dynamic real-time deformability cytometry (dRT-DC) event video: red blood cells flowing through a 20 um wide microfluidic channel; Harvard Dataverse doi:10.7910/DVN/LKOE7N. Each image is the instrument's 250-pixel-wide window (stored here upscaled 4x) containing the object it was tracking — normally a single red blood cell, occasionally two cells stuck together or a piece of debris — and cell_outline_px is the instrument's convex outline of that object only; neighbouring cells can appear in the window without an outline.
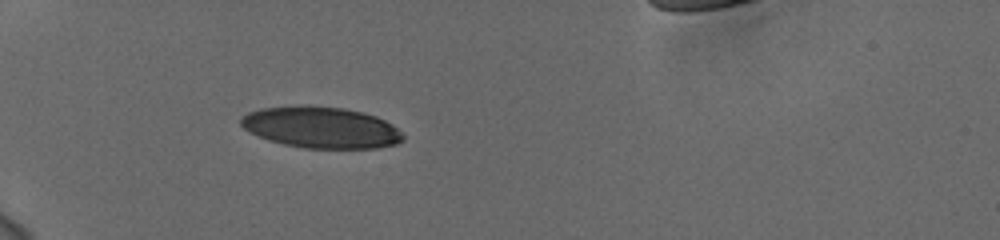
{"species": "human", "species_latin": "Homo sapiens", "temperature_condition": "cold", "stored_images_in_passage": 38, "camera_frame_rate_fps": 3000, "um_per_image_px": 0.085, "donor": {"sex": "female"}, "frame": {"image": 1, "passage_image": 1, "time_ms": 0.0, "image_size_px": [1000, 240], "cell_outline_px": [[404, 140], [396, 144], [376, 148], [304, 148], [284, 144], [268, 140], [244, 128], [240, 124], [240, 116], [248, 112], [260, 108], [300, 104], [308, 104], [344, 108], [364, 112], [376, 116], [392, 124], [404, 136]], "centroid_in_image_um": [27.27, 10.81], "position_along_channel_um": 57.7, "area_um2": 39.42}}
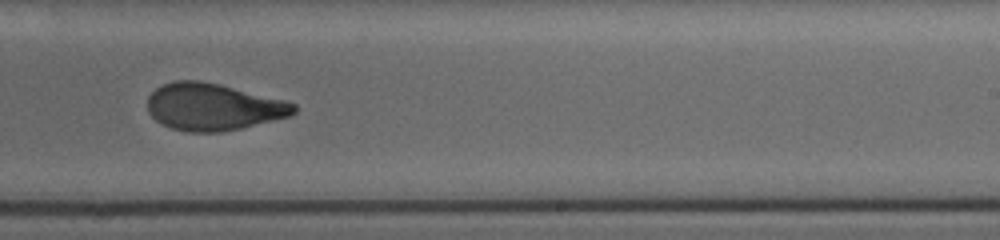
{"frame": {"image": 2, "passage_image": 20, "time_ms": 6.333, "image_size_px": [1000, 240], "cell_outline_px": [[296, 112], [288, 116], [240, 128], [220, 132], [188, 132], [172, 128], [156, 120], [148, 112], [148, 96], [156, 88], [164, 84], [176, 80], [200, 80], [220, 84], [284, 100], [296, 104]], "centroid_in_image_um": [18.1, 9.07], "position_along_channel_um": 270.9, "area_um2": 39.77}}
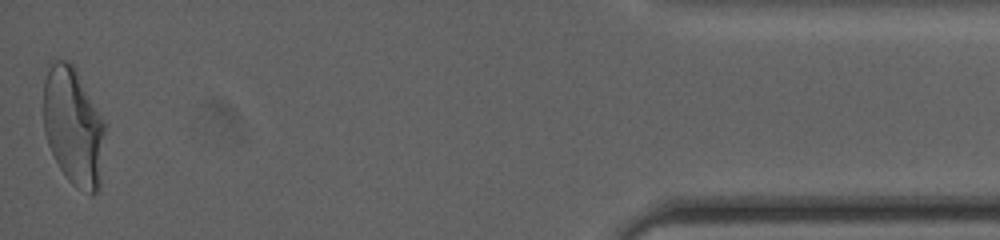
{"frame": {"image": 3, "passage_image": 38, "time_ms": 12.333, "image_size_px": [1000, 240], "cell_outline_px": [[104, 132], [100, 188], [92, 196], [76, 188], [68, 180], [60, 168], [48, 144], [44, 132], [44, 80], [52, 64], [56, 60], [68, 60], [72, 64], [104, 120]], "centroid_in_image_um": [6.24, 10.81], "position_along_channel_um": 429.0, "area_um2": 41.91}, "authors_computed_cell_mechanics": {"area_um2": 40.6623, "velocity_mm_per_s": 3.7357, "shape_relaxation_time_tau1_ms": 5.7082, "shape_relaxation_time_tau2_ms": 1.2212, "deformation_change_tau1": 0.1924, "deformation_change_tau2": 0.0687}}